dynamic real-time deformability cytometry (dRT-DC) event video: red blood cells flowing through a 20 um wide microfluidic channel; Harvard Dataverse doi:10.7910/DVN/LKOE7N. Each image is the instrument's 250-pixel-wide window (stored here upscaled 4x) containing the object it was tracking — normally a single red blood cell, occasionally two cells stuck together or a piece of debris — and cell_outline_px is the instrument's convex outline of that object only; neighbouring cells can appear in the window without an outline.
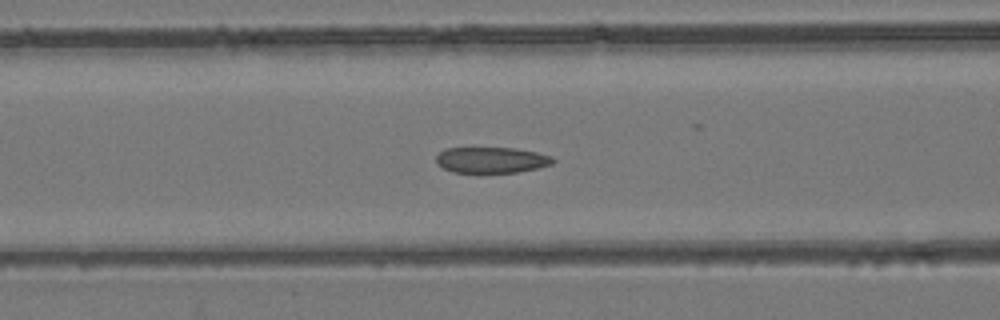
{"species": "common noctule bat (a hibernating species)", "species_latin": "Nyctalus noctula", "temperature_condition": "room temperature", "stored_images_in_passage": 53, "camera_frame_rate_fps": 3000, "um_per_image_px": 0.085, "animal": {"sex": "female", "body_mass_g": 24.6, "forearm_length_mm": 56.2}, "frame": {"image": 1, "passage_image": 22, "time_ms": 7.0, "image_size_px": [1000, 320], "cell_outline_px": [[556, 160], [552, 164], [536, 168], [516, 172], [452, 172], [436, 164], [436, 156], [444, 148], [516, 148], [536, 152], [552, 156]], "centroid_in_image_um": [41.76, 13.59], "position_along_channel_um": 124.8, "area_um2": 17.57}}
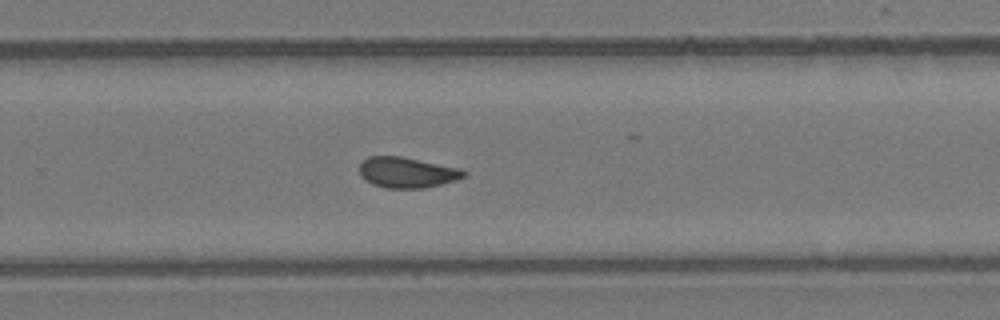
{"frame": {"image": 2, "passage_image": 35, "time_ms": 11.333, "image_size_px": [1000, 320], "cell_outline_px": [[468, 172], [464, 176], [456, 180], [424, 188], [384, 188], [372, 184], [364, 180], [360, 176], [360, 164], [368, 156], [400, 156], [460, 168]], "centroid_in_image_um": [34.57, 14.66], "position_along_channel_um": 295.2, "area_um2": 18.61}}
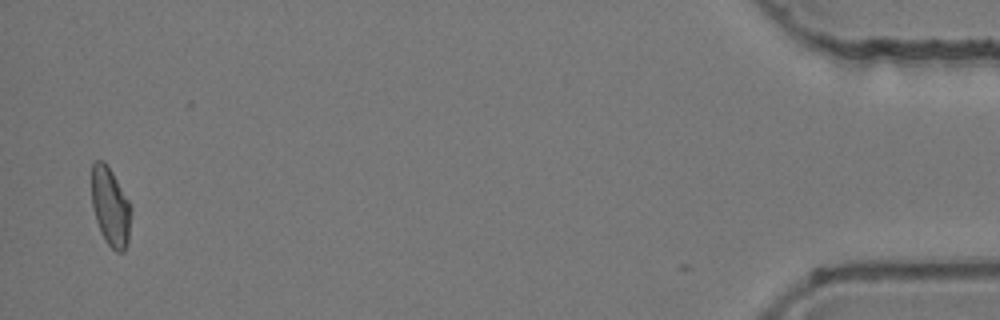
{"frame": {"image": 3, "passage_image": 52, "time_ms": 17.0, "image_size_px": [1000, 320], "cell_outline_px": [[132, 212], [128, 244], [124, 252], [116, 252], [104, 240], [100, 232], [96, 220], [92, 204], [92, 164], [96, 160], [104, 160], [112, 172], [132, 204]], "centroid_in_image_um": [9.42, 17.6], "position_along_channel_um": 425.8, "area_um2": 18.44}, "authors_computed_cell_mechanics": {"area_um2": 18.9006, "velocity_mm_per_s": 3.929, "shape_relaxation_time_tau1_ms": null, "shape_relaxation_time_tau2_ms": 1.7003, "deformation_change_tau1": null, "deformation_change_tau2": 0.0663}}